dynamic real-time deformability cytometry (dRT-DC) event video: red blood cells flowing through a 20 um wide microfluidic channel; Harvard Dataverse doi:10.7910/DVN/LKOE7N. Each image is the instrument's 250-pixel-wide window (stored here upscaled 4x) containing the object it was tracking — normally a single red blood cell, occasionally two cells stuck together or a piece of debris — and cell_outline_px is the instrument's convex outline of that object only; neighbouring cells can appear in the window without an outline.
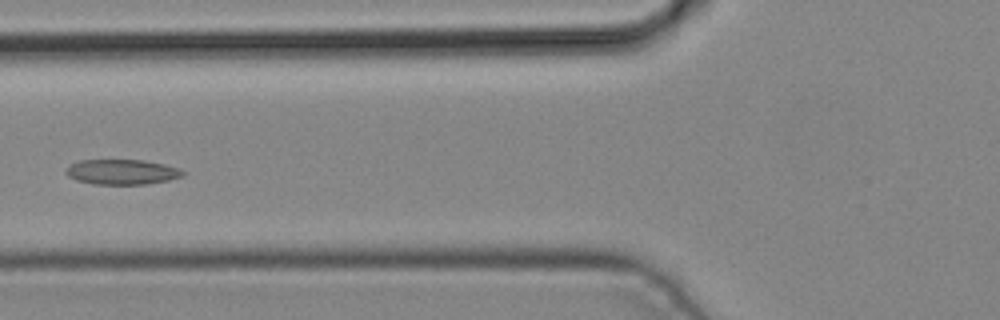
{"species": "common noctule bat (a hibernating species)", "species_latin": "Nyctalus noctula", "temperature_condition": "cold", "stored_images_in_passage": 3, "camera_frame_rate_fps": 3000, "um_per_image_px": 0.085, "animal": {"sex": "male", "body_mass_g": 19.2, "forearm_length_mm": 51.8}, "frame": {"image": 1, "passage_image": 3, "time_ms": 0.667, "image_size_px": [1000, 320], "cell_outline_px": [[184, 176], [168, 180], [148, 184], [92, 184], [76, 180], [68, 176], [64, 172], [72, 164], [80, 160], [144, 160], [164, 164], [180, 168], [184, 172]], "centroid_in_image_um": [10.39, 14.62], "position_along_channel_um": 115.4, "area_um2": 17.11}}